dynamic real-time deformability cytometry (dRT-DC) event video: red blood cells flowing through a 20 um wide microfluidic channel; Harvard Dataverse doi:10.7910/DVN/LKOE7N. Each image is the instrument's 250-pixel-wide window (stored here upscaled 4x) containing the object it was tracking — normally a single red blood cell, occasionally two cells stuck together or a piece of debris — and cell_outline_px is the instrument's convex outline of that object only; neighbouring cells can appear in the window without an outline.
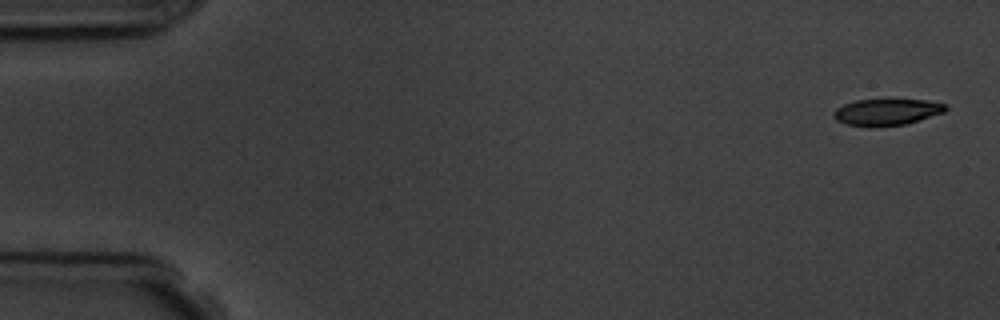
{"species": "common noctule bat (a hibernating species)", "species_latin": "Nyctalus noctula", "temperature_condition": "room temperature", "stored_images_in_passage": 5, "camera_frame_rate_fps": 3000, "um_per_image_px": 0.085, "animal": {"sex": "male", "body_mass_g": 19.5, "forearm_length_mm": 54.6}, "frame": {"image": 1, "passage_image": 1, "time_ms": 0.0, "image_size_px": [1000, 320], "cell_outline_px": [[948, 108], [944, 112], [904, 124], [876, 128], [868, 128], [848, 124], [836, 120], [832, 116], [832, 112], [836, 108], [844, 104], [856, 100], [924, 100], [948, 104]], "centroid_in_image_um": [75.33, 9.54], "position_along_channel_um": 9.7, "area_um2": 17.4}}
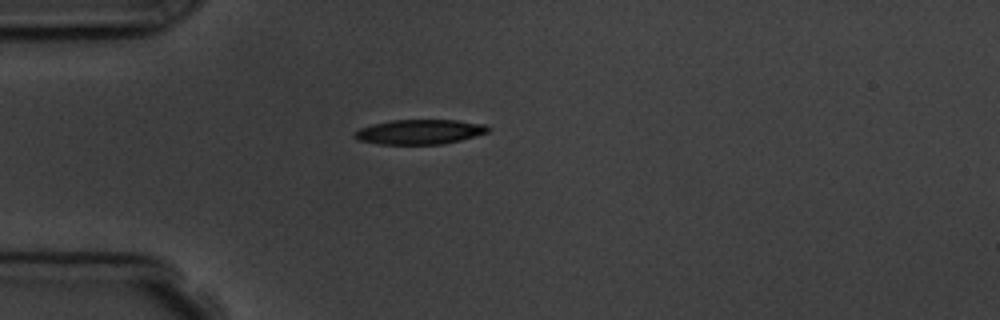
{"frame": {"image": 2, "passage_image": 4, "time_ms": 4.333, "image_size_px": [1000, 320], "cell_outline_px": [[488, 132], [460, 140], [440, 144], [380, 144], [356, 140], [352, 136], [352, 132], [360, 128], [372, 124], [392, 120], [456, 120], [484, 124], [488, 128]], "centroid_in_image_um": [35.58, 11.21], "position_along_channel_um": 49.4, "area_um2": 19.19}}